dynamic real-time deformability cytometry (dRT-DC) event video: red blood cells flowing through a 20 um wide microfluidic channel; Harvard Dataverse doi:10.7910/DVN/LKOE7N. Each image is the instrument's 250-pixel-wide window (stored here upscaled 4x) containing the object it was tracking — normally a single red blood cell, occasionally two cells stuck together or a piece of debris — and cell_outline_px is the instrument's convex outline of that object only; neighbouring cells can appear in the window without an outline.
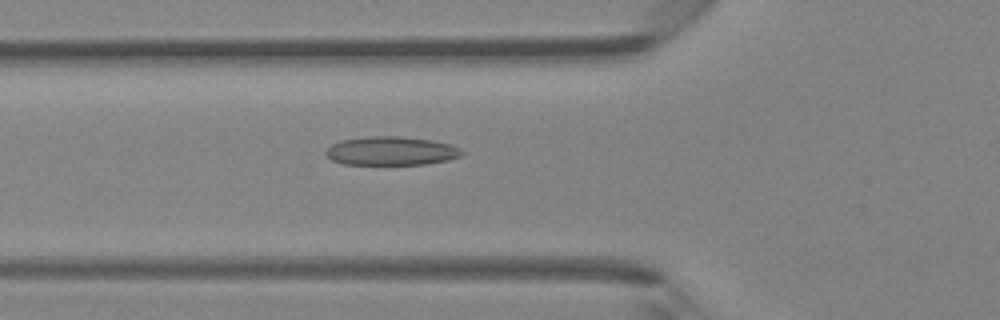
{"species": "Egyptian fruit bat (a non-hibernating species)", "species_latin": "Rousettus aegyptiacus", "temperature_condition": "room temperature", "stored_images_in_passage": 46, "camera_frame_rate_fps": 3000, "um_per_image_px": 0.085, "animal": {"sex": "female"}, "frame": {"image": 1, "passage_image": 17, "time_ms": 5.333, "image_size_px": [1000, 320], "cell_outline_px": [[464, 152], [460, 156], [448, 160], [424, 164], [344, 164], [332, 160], [324, 152], [332, 144], [340, 140], [368, 136], [400, 136], [432, 140], [452, 144], [460, 148]], "centroid_in_image_um": [33.26, 12.82], "position_along_channel_um": 92.5, "area_um2": 22.77}}
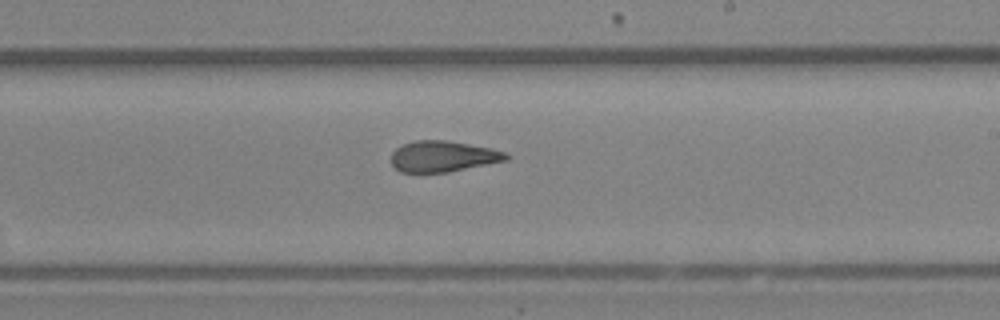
{"frame": {"image": 2, "passage_image": 28, "time_ms": 9.0, "image_size_px": [1000, 320], "cell_outline_px": [[512, 156], [508, 160], [448, 172], [400, 172], [392, 164], [392, 152], [396, 148], [404, 144], [416, 140], [448, 140], [492, 148], [508, 152]], "centroid_in_image_um": [37.71, 13.28], "position_along_channel_um": 251.3, "area_um2": 20.87}}
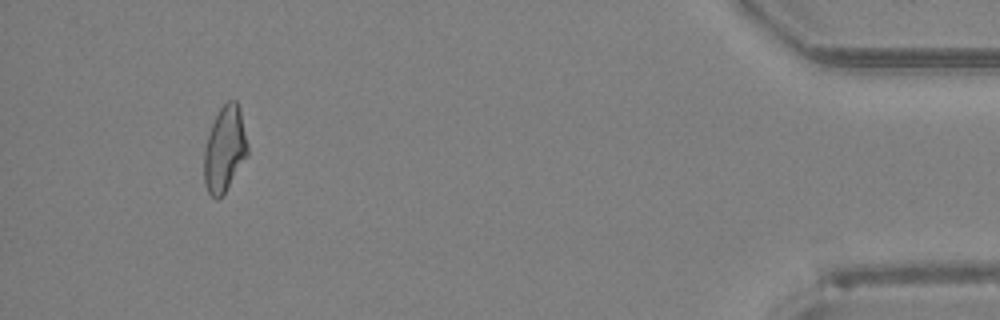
{"frame": {"image": 3, "passage_image": 44, "time_ms": 14.333, "image_size_px": [1000, 320], "cell_outline_px": [[248, 156], [224, 196], [216, 200], [208, 192], [204, 184], [204, 148], [212, 124], [220, 108], [228, 100], [236, 100], [240, 112], [248, 144]], "centroid_in_image_um": [19.1, 12.75], "position_along_channel_um": 416.1, "area_um2": 21.91}, "authors_computed_cell_mechanics": {"area_um2": 21.9351, "velocity_mm_per_s": 4.3492, "shape_relaxation_time_tau1_ms": null, "shape_relaxation_time_tau2_ms": 2.063, "deformation_change_tau1": null, "deformation_change_tau2": 0.0986}}